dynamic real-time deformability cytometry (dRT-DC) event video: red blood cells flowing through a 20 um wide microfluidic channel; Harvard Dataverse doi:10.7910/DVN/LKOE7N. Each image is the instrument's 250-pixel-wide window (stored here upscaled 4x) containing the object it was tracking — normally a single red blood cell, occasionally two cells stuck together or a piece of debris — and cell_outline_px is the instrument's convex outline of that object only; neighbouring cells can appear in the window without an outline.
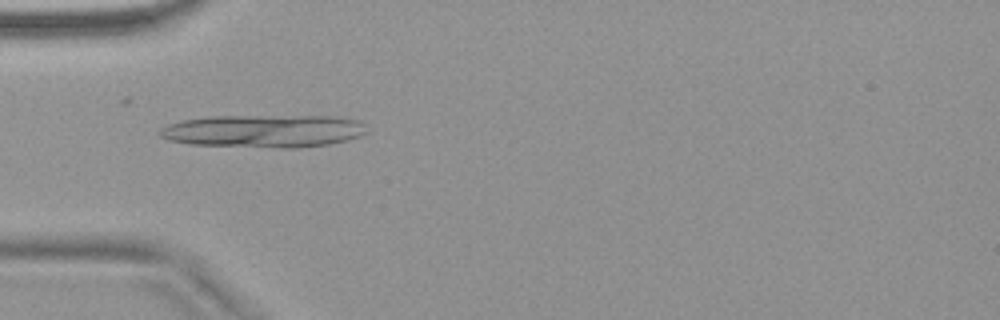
{"species": "common noctule bat (a hibernating species)", "species_latin": "Nyctalus noctula", "temperature_condition": "warm", "stored_images_in_passage": 39, "camera_frame_rate_fps": 3000, "um_per_image_px": 0.085, "animal": {"sex": "female", "body_mass_g": 18.4}, "frame": {"image": 1, "passage_image": 3, "time_ms": 0.667, "image_size_px": [1000, 320], "cell_outline_px": [[368, 132], [360, 136], [348, 140], [328, 144], [296, 148], [280, 148], [192, 144], [168, 140], [160, 136], [156, 132], [160, 128], [168, 124], [184, 120], [208, 116], [336, 116], [360, 120], [364, 124]], "centroid_in_image_um": [22.44, 11.13], "position_along_channel_um": 62.6, "area_um2": 39.82}}
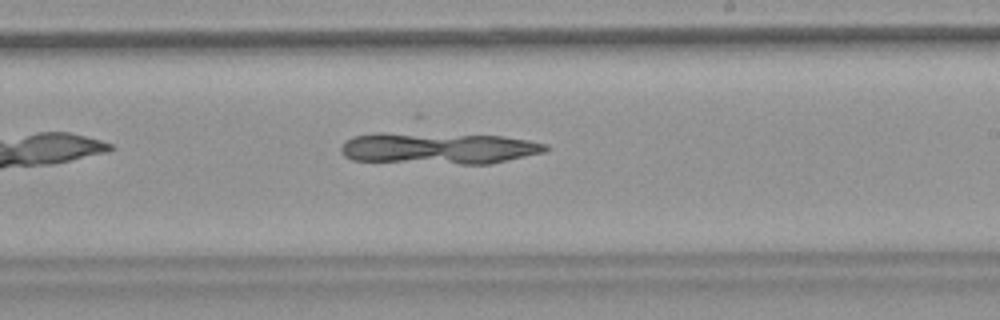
{"frame": {"image": 2, "passage_image": 18, "time_ms": 5.667, "image_size_px": [1000, 320], "cell_outline_px": [[548, 148], [544, 152], [492, 164], [460, 164], [352, 160], [344, 156], [340, 152], [340, 148], [344, 140], [352, 136], [372, 132], [384, 132], [504, 136], [528, 140], [548, 144]], "centroid_in_image_um": [37.22, 12.59], "position_along_channel_um": 251.8, "area_um2": 38.03}}
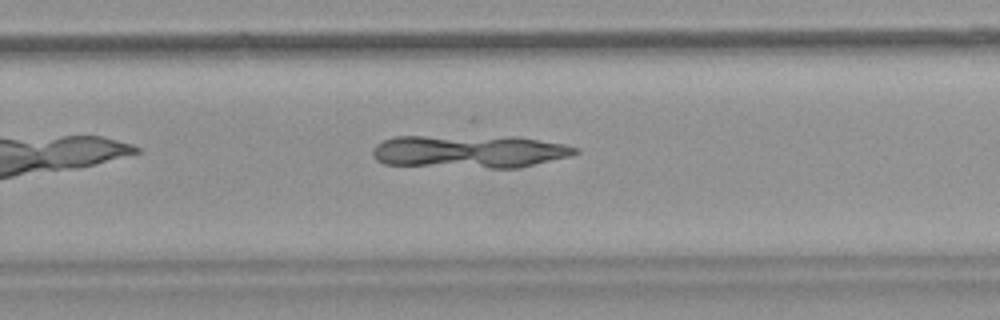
{"frame": {"image": 3, "passage_image": 21, "time_ms": 6.667, "image_size_px": [1000, 320], "cell_outline_px": [[580, 152], [568, 156], [520, 168], [492, 168], [384, 164], [376, 160], [372, 156], [372, 148], [376, 144], [384, 140], [396, 136], [516, 136], [564, 144], [580, 148]], "centroid_in_image_um": [39.9, 12.87], "position_along_channel_um": 289.9, "area_um2": 39.25}}